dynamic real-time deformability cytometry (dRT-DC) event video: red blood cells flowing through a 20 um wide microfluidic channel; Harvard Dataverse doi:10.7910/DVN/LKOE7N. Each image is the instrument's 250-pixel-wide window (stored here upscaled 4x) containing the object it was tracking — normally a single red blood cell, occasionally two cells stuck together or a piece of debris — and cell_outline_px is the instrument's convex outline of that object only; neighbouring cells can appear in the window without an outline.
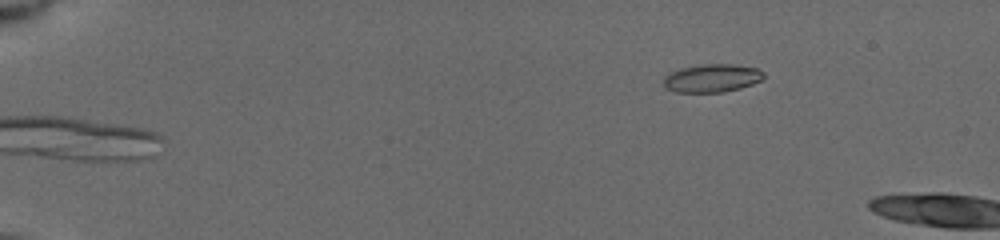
{"species": "common noctule bat (a hibernating species)", "species_latin": "Nyctalus noctula", "temperature_condition": "cold", "stored_images_in_passage": 3, "camera_frame_rate_fps": 3000, "um_per_image_px": 0.085, "animal": {"sex": "female", "body_mass_g": 19.5, "forearm_length_mm": 54.1}, "frame": {"image": 1, "passage_image": 1, "time_ms": 0.0, "image_size_px": [1000, 240], "cell_outline_px": [[764, 76], [760, 80], [752, 84], [740, 88], [724, 92], [676, 92], [664, 88], [664, 76], [680, 68], [704, 64], [732, 64], [756, 68], [764, 72]], "centroid_in_image_um": [60.5, 6.64], "position_along_channel_um": 24.5, "area_um2": 16.36}}